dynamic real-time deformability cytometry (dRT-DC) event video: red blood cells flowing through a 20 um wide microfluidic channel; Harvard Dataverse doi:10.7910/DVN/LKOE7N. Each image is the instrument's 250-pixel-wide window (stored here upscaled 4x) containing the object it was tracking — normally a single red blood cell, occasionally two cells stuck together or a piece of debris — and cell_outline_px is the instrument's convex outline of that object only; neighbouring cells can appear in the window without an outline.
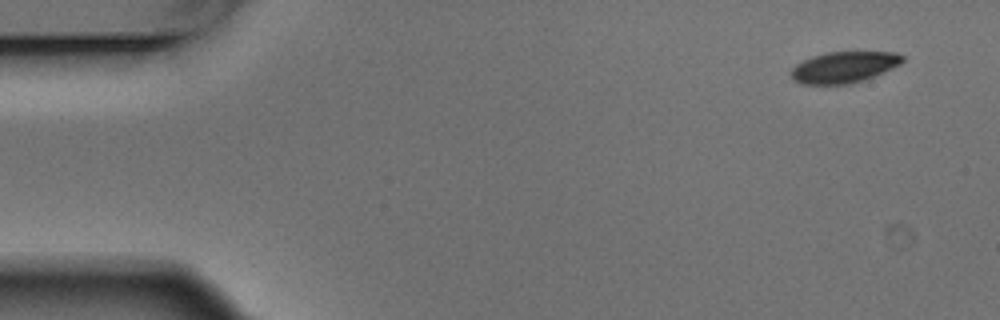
{"species": "Egyptian fruit bat (a non-hibernating species)", "species_latin": "Rousettus aegyptiacus", "temperature_condition": "warm", "stored_images_in_passage": 5, "camera_frame_rate_fps": 3000, "um_per_image_px": 0.085, "animal": {"sex": "male"}, "frame": {"image": 1, "passage_image": 1, "time_ms": 0.0, "image_size_px": [1000, 320], "cell_outline_px": [[904, 60], [900, 64], [884, 72], [864, 80], [848, 84], [800, 84], [792, 76], [792, 68], [796, 64], [812, 56], [828, 52], [896, 52], [904, 56]], "centroid_in_image_um": [71.77, 5.7], "position_along_channel_um": 13.2, "area_um2": 20.11}}
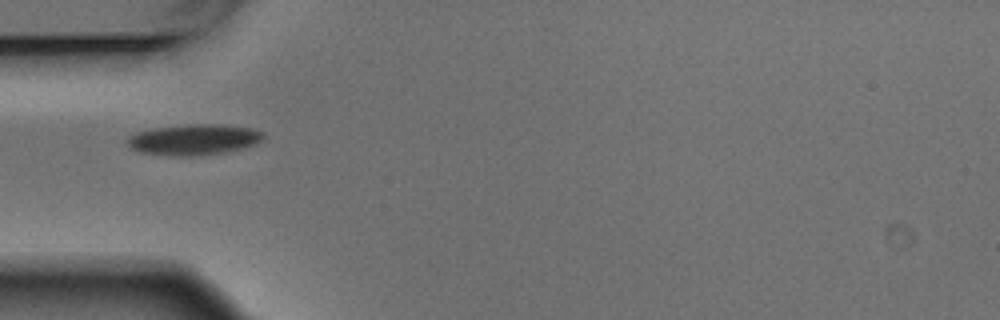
{"frame": {"image": 2, "passage_image": 5, "time_ms": 1.333, "image_size_px": [1000, 320], "cell_outline_px": [[264, 136], [256, 144], [224, 152], [192, 156], [168, 156], [140, 152], [132, 148], [128, 144], [128, 136], [136, 132], [152, 128], [192, 124], [224, 124], [252, 128], [260, 132]], "centroid_in_image_um": [16.44, 11.86], "position_along_channel_um": 68.6, "area_um2": 24.28}}